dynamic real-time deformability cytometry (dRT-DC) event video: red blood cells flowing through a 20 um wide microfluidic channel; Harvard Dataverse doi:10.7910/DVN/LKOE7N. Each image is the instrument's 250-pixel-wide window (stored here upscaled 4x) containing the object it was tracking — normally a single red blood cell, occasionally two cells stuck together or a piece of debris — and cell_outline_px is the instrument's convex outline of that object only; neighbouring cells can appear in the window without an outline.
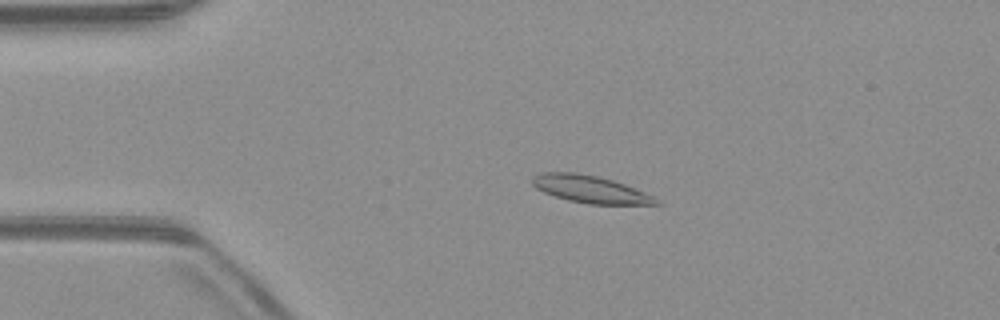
{"species": "common noctule bat (a hibernating species)", "species_latin": "Nyctalus noctula", "temperature_condition": "warm", "stored_images_in_passage": 51, "camera_frame_rate_fps": 3000, "um_per_image_px": 0.085, "animal": {"sex": "male", "body_mass_g": 23.1, "forearm_length_mm": 52.7}, "frame": {"image": 1, "passage_image": 10, "time_ms": 3.0, "image_size_px": [1000, 320], "cell_outline_px": [[664, 204], [588, 204], [568, 200], [544, 192], [536, 188], [532, 184], [532, 176], [544, 172], [576, 172], [596, 176], [612, 180], [624, 184], [644, 192], [652, 196]], "centroid_in_image_um": [50.15, 16.08], "position_along_channel_um": 34.9, "area_um2": 19.48}}
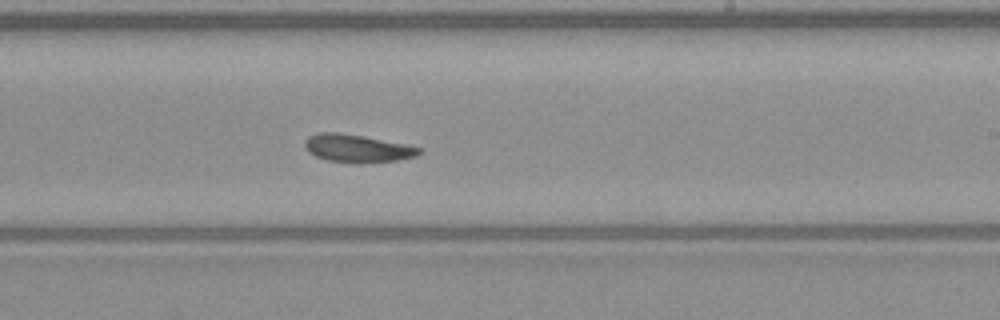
{"frame": {"image": 2, "passage_image": 30, "time_ms": 9.667, "image_size_px": [1000, 320], "cell_outline_px": [[420, 152], [416, 156], [396, 160], [328, 160], [316, 156], [308, 152], [304, 144], [304, 140], [308, 136], [316, 132], [340, 132], [364, 136], [408, 144], [420, 148]], "centroid_in_image_um": [30.31, 12.54], "position_along_channel_um": 258.7, "area_um2": 17.74}}
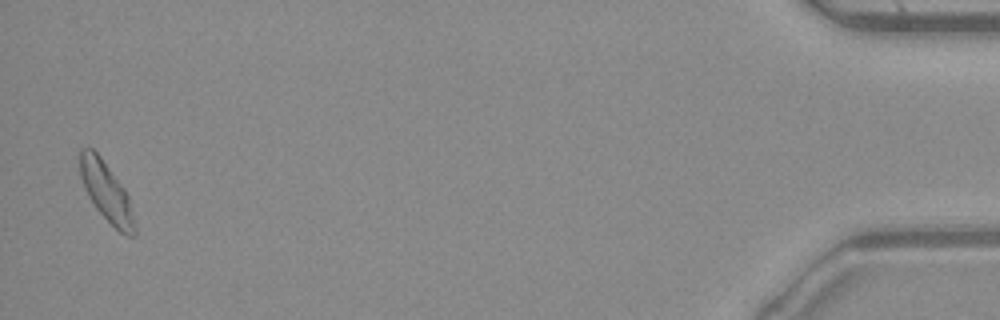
{"frame": {"image": 3, "passage_image": 50, "time_ms": 16.333, "image_size_px": [1000, 320], "cell_outline_px": [[136, 236], [128, 236], [120, 232], [96, 208], [88, 196], [84, 188], [80, 176], [80, 148], [92, 148], [100, 156], [124, 188], [128, 196], [136, 228]], "centroid_in_image_um": [9.04, 16.31], "position_along_channel_um": 426.2, "area_um2": 18.55}, "authors_computed_cell_mechanics": {"area_um2": 18.496, "velocity_mm_per_s": 3.9646, "shape_relaxation_time_tau1_ms": 10.7961, "shape_relaxation_time_tau2_ms": null, "deformation_change_tau1": 0.2477, "deformation_change_tau2": null}}